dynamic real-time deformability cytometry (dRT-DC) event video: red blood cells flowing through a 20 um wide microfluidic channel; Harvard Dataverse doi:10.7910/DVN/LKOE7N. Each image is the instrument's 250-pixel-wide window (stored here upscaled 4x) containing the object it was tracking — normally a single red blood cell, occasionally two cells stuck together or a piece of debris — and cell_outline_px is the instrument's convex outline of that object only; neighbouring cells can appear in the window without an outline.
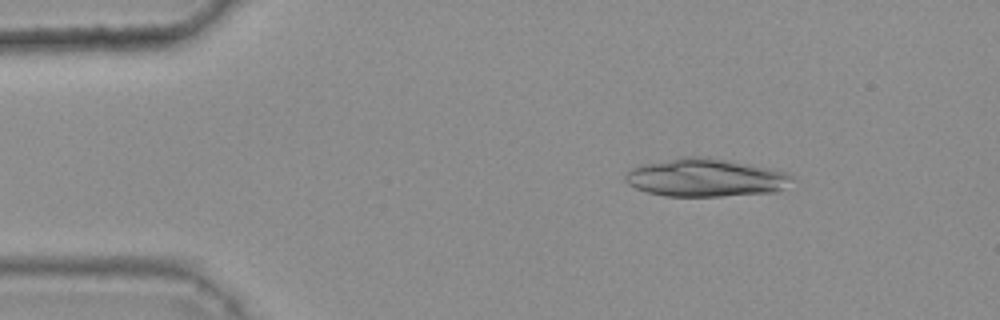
{"species": "common noctule bat (a hibernating species)", "species_latin": "Nyctalus noctula", "temperature_condition": "warm", "stored_images_in_passage": 44, "camera_frame_rate_fps": 3000, "um_per_image_px": 0.085, "animal": {"sex": "female", "body_mass_g": 25.1}, "frame": {"image": 1, "passage_image": 6, "time_ms": 1.667, "image_size_px": [1000, 320], "cell_outline_px": [[792, 176], [784, 188], [776, 192], [720, 196], [664, 196], [644, 192], [628, 184], [624, 180], [624, 176], [632, 168], [640, 164], [684, 156], [708, 156], [772, 168], [784, 172]], "centroid_in_image_um": [59.92, 15.09], "position_along_channel_um": 25.1, "area_um2": 37.17}}